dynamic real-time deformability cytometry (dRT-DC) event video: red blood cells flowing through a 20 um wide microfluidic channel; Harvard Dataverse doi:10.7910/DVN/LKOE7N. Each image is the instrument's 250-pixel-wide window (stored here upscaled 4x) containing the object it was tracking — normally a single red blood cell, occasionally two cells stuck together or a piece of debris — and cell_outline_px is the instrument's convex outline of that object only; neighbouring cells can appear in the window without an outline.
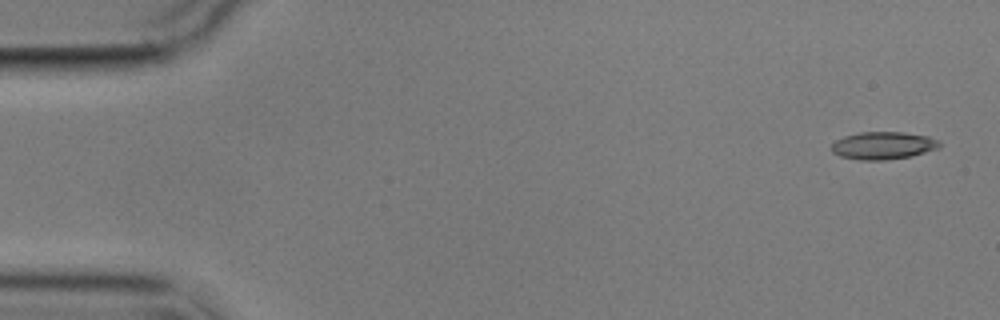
{"species": "common noctule bat (a hibernating species)", "species_latin": "Nyctalus noctula", "temperature_condition": "cold", "stored_images_in_passage": 4, "camera_frame_rate_fps": 3000, "um_per_image_px": 0.085, "animal": {"sex": "male", "body_mass_g": 17.9}, "frame": {"image": 1, "passage_image": 1, "time_ms": 0.0, "image_size_px": [1000, 320], "cell_outline_px": [[940, 148], [912, 156], [884, 160], [860, 160], [840, 156], [832, 152], [832, 144], [836, 140], [844, 136], [860, 132], [904, 132], [928, 136], [940, 140]], "centroid_in_image_um": [75.1, 12.37], "position_along_channel_um": 9.9, "area_um2": 17.46}}
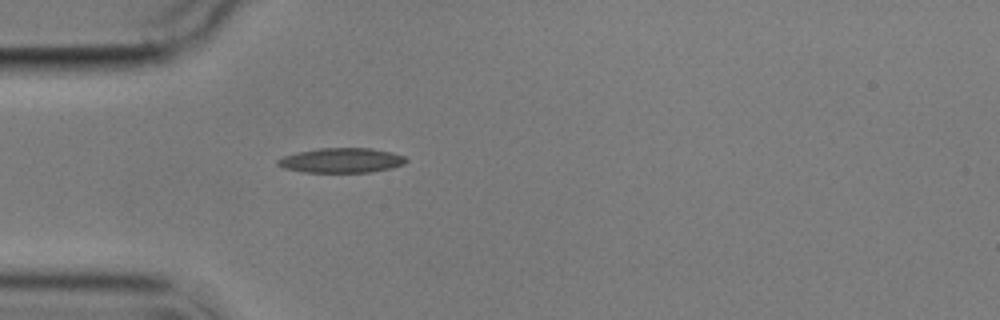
{"frame": {"image": 2, "passage_image": 4, "time_ms": 4.667, "image_size_px": [1000, 320], "cell_outline_px": [[408, 160], [404, 164], [392, 168], [372, 172], [304, 172], [284, 168], [276, 164], [276, 160], [284, 156], [296, 152], [320, 148], [372, 148], [392, 152], [404, 156]], "centroid_in_image_um": [29.03, 13.63], "position_along_channel_um": 56.0, "area_um2": 18.61}}